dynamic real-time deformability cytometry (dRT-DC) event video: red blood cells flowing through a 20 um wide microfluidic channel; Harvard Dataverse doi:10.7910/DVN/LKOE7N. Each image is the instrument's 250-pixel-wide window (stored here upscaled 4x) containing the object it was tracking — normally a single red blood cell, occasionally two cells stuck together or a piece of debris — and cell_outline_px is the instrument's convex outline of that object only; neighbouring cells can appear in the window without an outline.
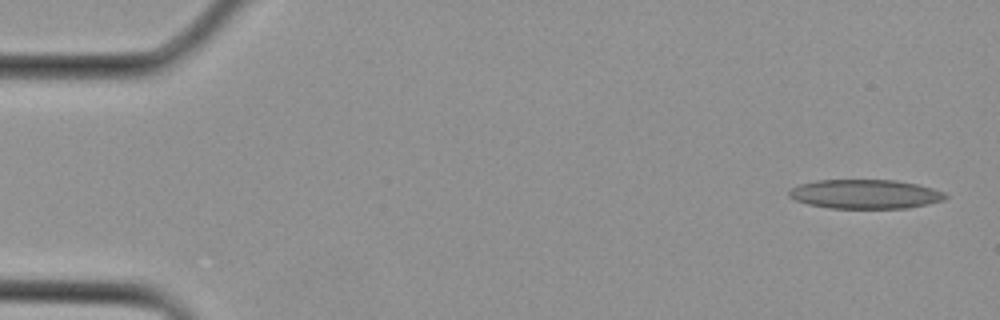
{"species": "Egyptian fruit bat (a non-hibernating species)", "species_latin": "Rousettus aegyptiacus", "temperature_condition": "cold", "stored_images_in_passage": 2, "segment_of_instrument_passage": [2, 2], "camera_frame_rate_fps": 3000, "um_per_image_px": 0.085, "animal": {"sex": "female"}, "frame": {"image": 1, "passage_image": 2, "time_ms": 0.333, "image_size_px": [1000, 320], "cell_outline_px": [[948, 196], [944, 200], [908, 208], [828, 208], [808, 204], [796, 200], [788, 196], [788, 192], [792, 188], [800, 184], [816, 180], [896, 180], [916, 184], [932, 188], [944, 192]], "centroid_in_image_um": [73.53, 16.5], "position_along_channel_um": 11.5, "area_um2": 26.53}}